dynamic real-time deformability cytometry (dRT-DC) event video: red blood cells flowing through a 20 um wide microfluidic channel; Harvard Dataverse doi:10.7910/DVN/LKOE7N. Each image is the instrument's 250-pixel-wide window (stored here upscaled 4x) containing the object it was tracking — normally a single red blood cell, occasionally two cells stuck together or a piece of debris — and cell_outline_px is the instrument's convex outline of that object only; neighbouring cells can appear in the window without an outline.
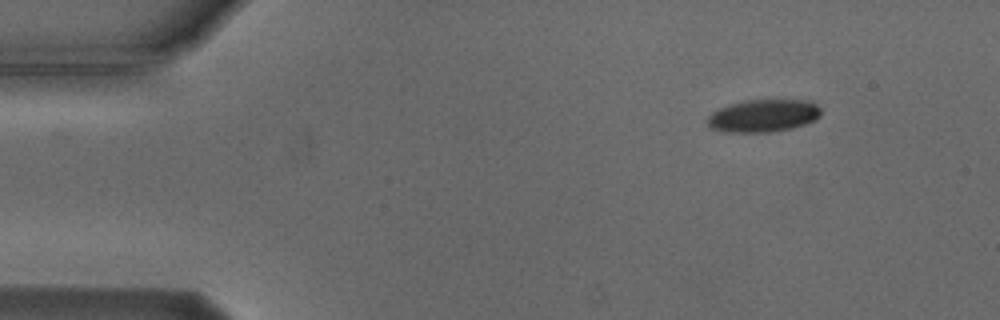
{"species": "Egyptian fruit bat (a non-hibernating species)", "species_latin": "Rousettus aegyptiacus", "temperature_condition": "cold", "stored_images_in_passage": 3, "camera_frame_rate_fps": 3000, "um_per_image_px": 0.085, "animal": {"sex": "male"}, "frame": {"image": 1, "passage_image": 1, "time_ms": 0.0, "image_size_px": [1000, 320], "cell_outline_px": [[820, 116], [816, 120], [792, 128], [768, 132], [724, 132], [708, 128], [704, 120], [712, 112], [720, 108], [744, 100], [804, 100], [816, 104], [820, 108]], "centroid_in_image_um": [64.83, 9.85], "position_along_channel_um": 20.2, "area_um2": 21.68}}
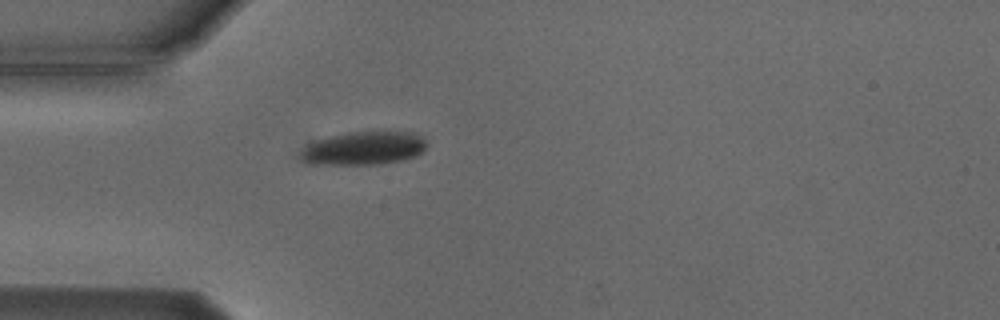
{"frame": {"image": 2, "passage_image": 3, "time_ms": 3.0, "image_size_px": [1000, 320], "cell_outline_px": [[428, 144], [416, 156], [404, 160], [380, 164], [312, 164], [300, 160], [300, 152], [312, 140], [348, 132], [412, 132], [424, 136]], "centroid_in_image_um": [30.91, 12.6], "position_along_channel_um": 54.1, "area_um2": 24.68}}